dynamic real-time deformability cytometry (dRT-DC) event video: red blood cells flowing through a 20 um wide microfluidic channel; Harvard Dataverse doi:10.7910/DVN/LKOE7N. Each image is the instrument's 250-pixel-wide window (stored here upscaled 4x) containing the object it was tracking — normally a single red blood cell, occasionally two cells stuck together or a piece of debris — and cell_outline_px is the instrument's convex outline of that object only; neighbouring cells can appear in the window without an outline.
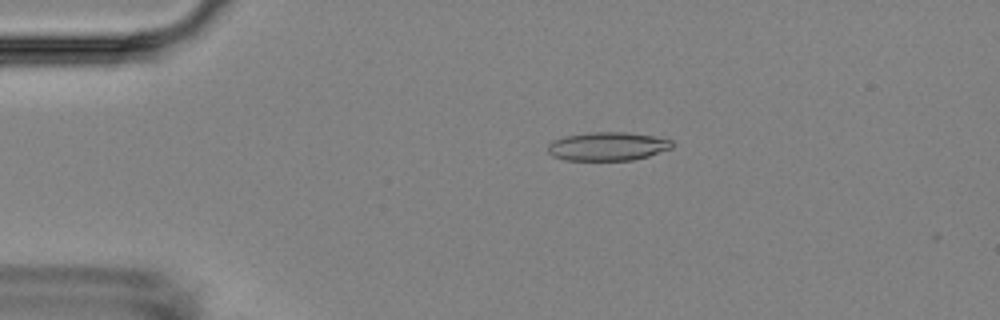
{"species": "Egyptian fruit bat (a non-hibernating species)", "species_latin": "Rousettus aegyptiacus", "temperature_condition": "room temperature", "stored_images_in_passage": 5, "camera_frame_rate_fps": 3000, "um_per_image_px": 0.085, "animal": {"sex": "female"}, "frame": {"image": 1, "passage_image": 1, "time_ms": 0.0, "image_size_px": [1000, 320], "cell_outline_px": [[672, 148], [648, 156], [632, 160], [564, 160], [552, 156], [548, 152], [548, 144], [552, 140], [564, 136], [588, 132], [628, 132], [656, 136], [672, 140]], "centroid_in_image_um": [51.63, 12.43], "position_along_channel_um": 33.4, "area_um2": 20.87}}
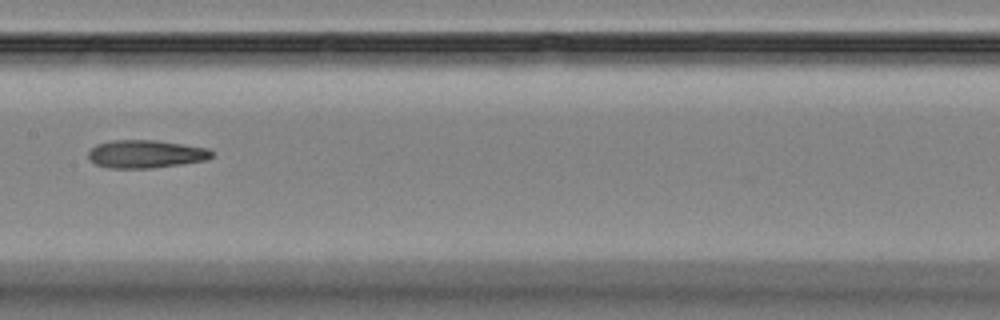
{"frame": {"image": 2, "passage_image": 5, "time_ms": 5.667, "image_size_px": [1000, 320], "cell_outline_px": [[212, 156], [204, 160], [180, 164], [152, 168], [108, 168], [96, 164], [88, 160], [88, 152], [96, 144], [112, 140], [156, 140], [208, 148], [212, 152]], "centroid_in_image_um": [12.33, 13.09], "position_along_channel_um": 195.1, "area_um2": 20.06}}